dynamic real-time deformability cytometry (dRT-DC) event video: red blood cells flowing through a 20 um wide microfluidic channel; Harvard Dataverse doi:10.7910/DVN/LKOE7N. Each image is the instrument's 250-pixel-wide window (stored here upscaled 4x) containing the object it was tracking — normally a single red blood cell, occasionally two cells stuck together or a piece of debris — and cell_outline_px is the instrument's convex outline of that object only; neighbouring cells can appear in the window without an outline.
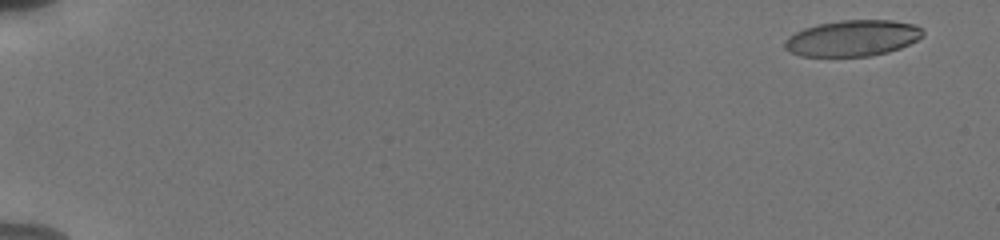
{"species": "human", "species_latin": "Homo sapiens", "temperature_condition": "cold", "stored_images_in_passage": 57, "camera_frame_rate_fps": 3000, "um_per_image_px": 0.085, "donor": {"sex": "male"}, "frame": {"image": 1, "passage_image": 4, "time_ms": 1.0, "image_size_px": [1000, 240], "cell_outline_px": [[924, 36], [900, 48], [888, 52], [868, 56], [800, 56], [784, 48], [784, 40], [788, 36], [804, 28], [816, 24], [840, 20], [892, 20], [916, 24], [924, 32]], "centroid_in_image_um": [72.46, 3.23], "position_along_channel_um": 12.5, "area_um2": 29.13}}
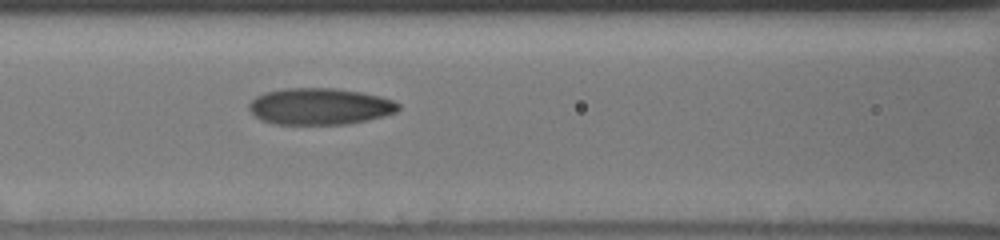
{"frame": {"image": 2, "passage_image": 28, "time_ms": 9.0, "image_size_px": [1000, 240], "cell_outline_px": [[400, 108], [396, 112], [384, 116], [348, 124], [272, 124], [260, 120], [248, 108], [248, 104], [256, 96], [264, 92], [284, 88], [336, 88], [360, 92], [380, 96], [392, 100], [400, 104]], "centroid_in_image_um": [27.17, 9.04], "position_along_channel_um": 139.4, "area_um2": 31.96}}
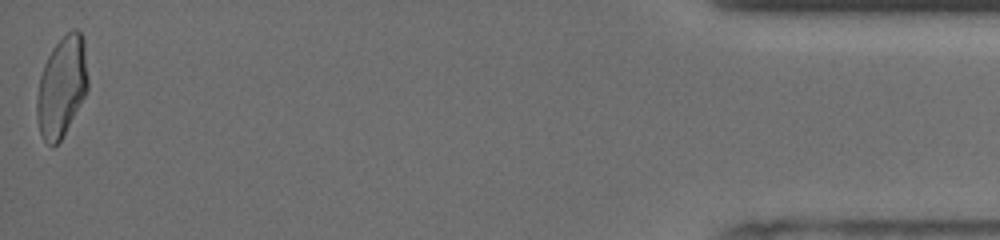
{"frame": {"image": 3, "passage_image": 57, "time_ms": 18.667, "image_size_px": [1000, 240], "cell_outline_px": [[88, 88], [84, 96], [60, 140], [52, 148], [44, 140], [40, 132], [36, 116], [36, 100], [40, 76], [44, 64], [52, 48], [72, 28], [76, 28], [80, 32], [84, 40], [88, 80]], "centroid_in_image_um": [5.24, 7.35], "position_along_channel_um": 430.0, "area_um2": 29.54}, "authors_computed_cell_mechanics": {"area_um2": 30.2872, "velocity_mm_per_s": 3.8056, "shape_relaxation_time_tau1_ms": 6.6342, "shape_relaxation_time_tau2_ms": 1.4667, "deformation_change_tau1": 0.2126, "deformation_change_tau2": 0.077}}